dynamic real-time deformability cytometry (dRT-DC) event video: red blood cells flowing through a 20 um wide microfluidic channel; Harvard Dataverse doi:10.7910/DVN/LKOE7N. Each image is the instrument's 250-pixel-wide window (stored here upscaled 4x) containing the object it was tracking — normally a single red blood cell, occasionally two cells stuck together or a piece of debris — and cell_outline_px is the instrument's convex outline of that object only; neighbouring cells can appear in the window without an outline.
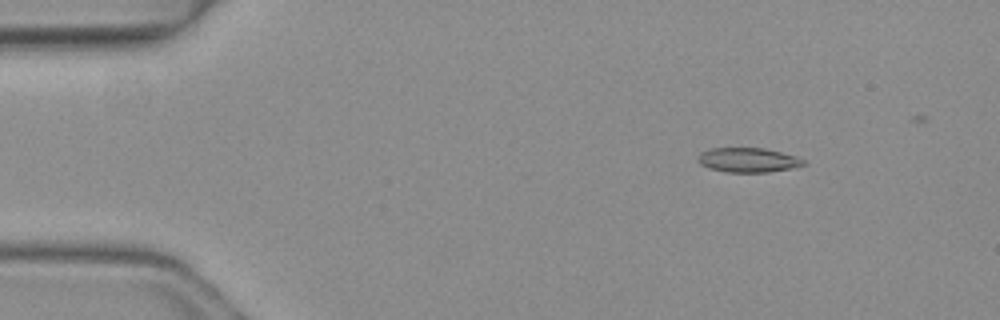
{"species": "common noctule bat (a hibernating species)", "species_latin": "Nyctalus noctula", "temperature_condition": "warm", "stored_images_in_passage": 4, "camera_frame_rate_fps": 3000, "um_per_image_px": 0.085, "animal": {"sex": "female", "body_mass_g": 19.3, "forearm_length_mm": 54.1}, "frame": {"image": 1, "passage_image": 1, "time_ms": 0.0, "image_size_px": [1000, 320], "cell_outline_px": [[808, 164], [792, 168], [768, 172], [728, 172], [708, 168], [700, 164], [700, 152], [712, 148], [764, 148], [796, 156], [804, 160]], "centroid_in_image_um": [63.62, 13.6], "position_along_channel_um": 21.4, "area_um2": 14.97}}